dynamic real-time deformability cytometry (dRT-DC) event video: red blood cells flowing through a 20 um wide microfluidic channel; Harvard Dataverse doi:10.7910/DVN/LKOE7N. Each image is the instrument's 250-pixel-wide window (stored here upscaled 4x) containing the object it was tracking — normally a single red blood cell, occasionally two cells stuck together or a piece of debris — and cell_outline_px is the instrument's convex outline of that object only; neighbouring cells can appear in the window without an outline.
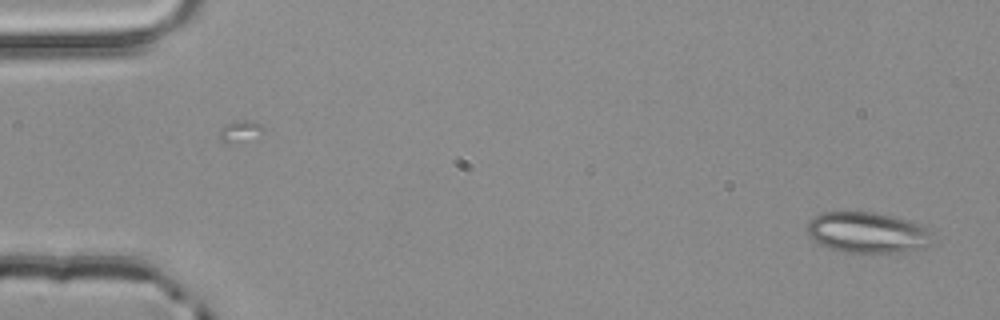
{"species": "common noctule bat (a hibernating species)", "species_latin": "Nyctalus noctula", "temperature_condition": "room temperature", "stored_images_in_passage": 52, "camera_frame_rate_fps": 3000, "um_per_image_px": 0.085, "animal": {"sex": "male", "body_mass_g": 20.4}, "frame": {"image": 1, "passage_image": 1, "time_ms": 0.0, "image_size_px": [1000, 320], "cell_outline_px": [[928, 244], [920, 248], [908, 252], [836, 252], [812, 240], [808, 236], [808, 220], [820, 212], [876, 212], [896, 216], [924, 224], [928, 228]], "centroid_in_image_um": [73.68, 19.75], "position_along_channel_um": 11.3, "area_um2": 30.06}}
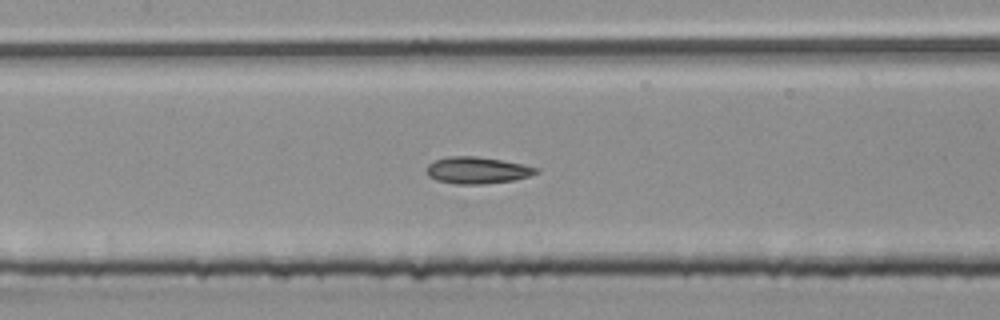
{"frame": {"image": 2, "passage_image": 24, "time_ms": 7.667, "image_size_px": [1000, 320], "cell_outline_px": [[540, 172], [532, 176], [512, 180], [484, 184], [456, 184], [436, 180], [428, 176], [428, 164], [436, 160], [448, 156], [476, 156], [524, 164], [540, 168]], "centroid_in_image_um": [40.62, 14.47], "position_along_channel_um": 166.8, "area_um2": 17.11}}
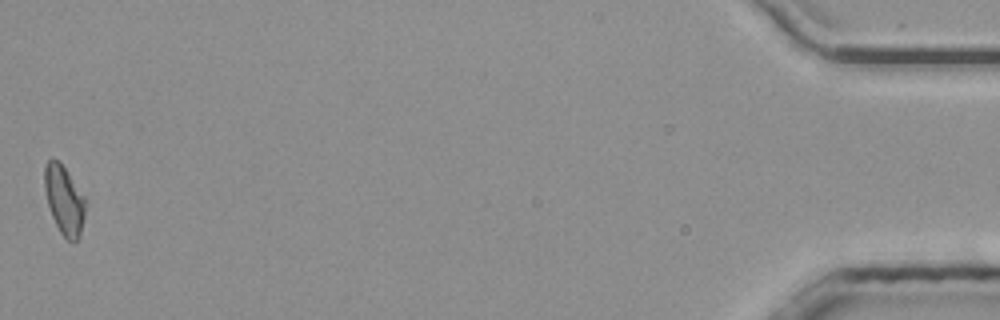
{"frame": {"image": 3, "passage_image": 52, "time_ms": 17.0, "image_size_px": [1000, 320], "cell_outline_px": [[84, 216], [80, 236], [72, 244], [60, 232], [52, 216], [48, 204], [44, 188], [44, 168], [48, 160], [56, 160], [64, 168], [84, 196]], "centroid_in_image_um": [5.44, 17.04], "position_along_channel_um": 429.8, "area_um2": 15.95}, "authors_computed_cell_mechanics": {"area_um2": 16.7042, "velocity_mm_per_s": 3.9054, "shape_relaxation_time_tau1_ms": null, "shape_relaxation_time_tau2_ms": 2.8173, "deformation_change_tau1": null, "deformation_change_tau2": 0.0956}}